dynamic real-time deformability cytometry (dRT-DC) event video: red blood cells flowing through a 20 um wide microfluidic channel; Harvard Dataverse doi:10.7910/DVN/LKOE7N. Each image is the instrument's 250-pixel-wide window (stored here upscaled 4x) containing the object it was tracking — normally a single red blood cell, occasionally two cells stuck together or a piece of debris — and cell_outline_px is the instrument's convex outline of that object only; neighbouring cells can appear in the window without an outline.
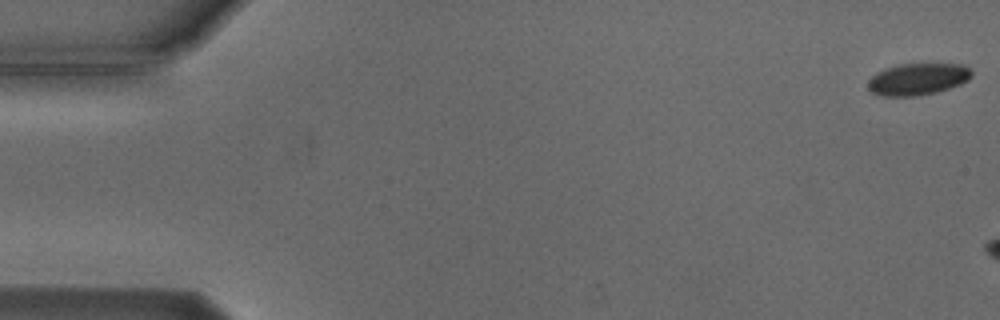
{"species": "Egyptian fruit bat (a non-hibernating species)", "species_latin": "Rousettus aegyptiacus", "temperature_condition": "cold", "stored_images_in_passage": 4, "camera_frame_rate_fps": 3000, "um_per_image_px": 0.085, "animal": {"sex": "male"}, "frame": {"image": 1, "passage_image": 1, "time_ms": 0.0, "image_size_px": [1000, 320], "cell_outline_px": [[972, 76], [968, 80], [960, 84], [936, 92], [916, 96], [880, 96], [872, 92], [868, 88], [868, 80], [876, 72], [884, 68], [900, 64], [964, 64], [972, 72]], "centroid_in_image_um": [77.98, 6.72], "position_along_channel_um": 7.0, "area_um2": 19.25}}